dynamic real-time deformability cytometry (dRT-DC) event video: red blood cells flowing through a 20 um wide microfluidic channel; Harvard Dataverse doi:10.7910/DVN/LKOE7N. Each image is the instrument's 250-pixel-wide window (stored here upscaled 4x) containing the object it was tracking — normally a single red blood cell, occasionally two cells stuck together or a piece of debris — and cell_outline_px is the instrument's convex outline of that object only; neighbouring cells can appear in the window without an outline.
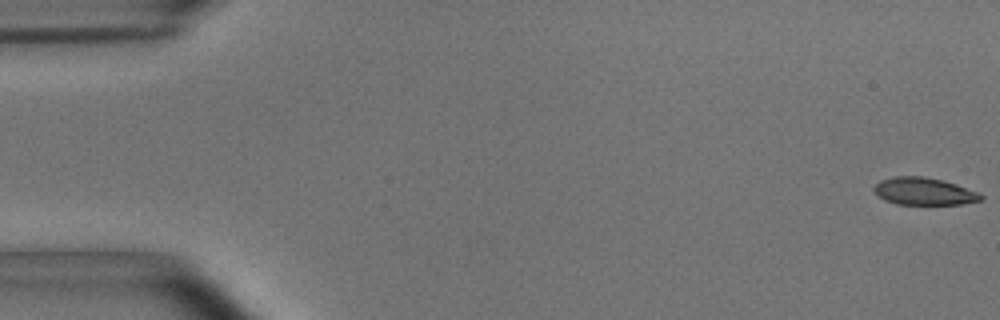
{"species": "common noctule bat (a hibernating species)", "species_latin": "Nyctalus noctula", "temperature_condition": "room temperature", "stored_images_in_passage": 7, "camera_frame_rate_fps": 3000, "um_per_image_px": 0.085, "animal": {"sex": "male", "body_mass_g": 15.6}, "frame": {"image": 1, "passage_image": 1, "time_ms": 0.0, "image_size_px": [1000, 320], "cell_outline_px": [[984, 200], [960, 204], [896, 204], [884, 200], [872, 188], [880, 180], [896, 176], [924, 176], [944, 180], [956, 184], [976, 192], [984, 196]], "centroid_in_image_um": [78.54, 16.26], "position_along_channel_um": 6.5, "area_um2": 16.99}}